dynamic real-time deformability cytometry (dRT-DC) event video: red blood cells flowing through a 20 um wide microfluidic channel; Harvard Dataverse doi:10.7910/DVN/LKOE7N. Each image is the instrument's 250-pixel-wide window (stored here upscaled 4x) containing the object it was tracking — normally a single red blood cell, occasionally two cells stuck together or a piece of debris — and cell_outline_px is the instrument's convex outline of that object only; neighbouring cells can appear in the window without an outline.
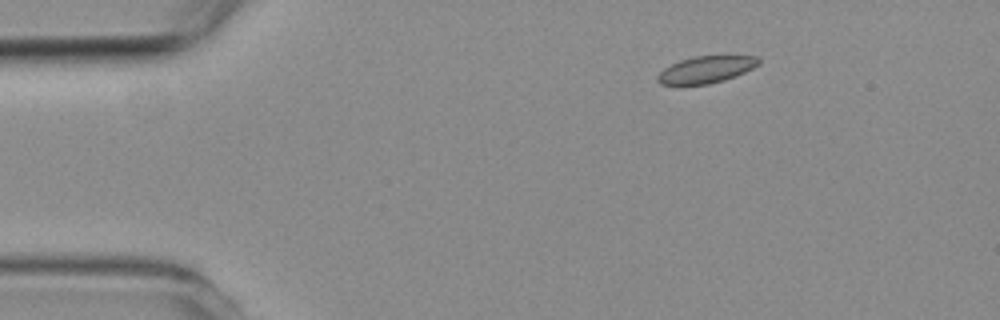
{"species": "common noctule bat (a hibernating species)", "species_latin": "Nyctalus noctula", "temperature_condition": "room temperature", "stored_images_in_passage": 4, "camera_frame_rate_fps": 3000, "um_per_image_px": 0.085, "animal": {"sex": "female", "body_mass_g": 19.3, "forearm_length_mm": 54.1}, "frame": {"image": 1, "passage_image": 2, "time_ms": 1.667, "image_size_px": [1000, 320], "cell_outline_px": [[760, 64], [736, 76], [724, 80], [708, 84], [660, 84], [656, 80], [656, 76], [664, 68], [680, 60], [696, 56], [756, 56], [760, 60]], "centroid_in_image_um": [60.01, 5.91], "position_along_channel_um": 25.0, "area_um2": 15.66}}